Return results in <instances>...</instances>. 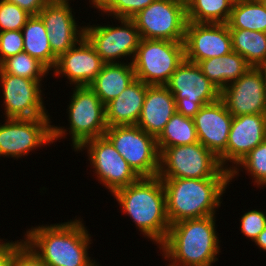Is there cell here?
<instances>
[{
  "label": "cell",
  "instance_id": "cell-13",
  "mask_svg": "<svg viewBox=\"0 0 266 266\" xmlns=\"http://www.w3.org/2000/svg\"><path fill=\"white\" fill-rule=\"evenodd\" d=\"M117 20L121 22V26H84L86 39L105 63H121V57L127 56H131L129 58L132 62L141 40L139 30L132 19Z\"/></svg>",
  "mask_w": 266,
  "mask_h": 266
},
{
  "label": "cell",
  "instance_id": "cell-42",
  "mask_svg": "<svg viewBox=\"0 0 266 266\" xmlns=\"http://www.w3.org/2000/svg\"><path fill=\"white\" fill-rule=\"evenodd\" d=\"M90 1L94 8H97L104 0H89V2Z\"/></svg>",
  "mask_w": 266,
  "mask_h": 266
},
{
  "label": "cell",
  "instance_id": "cell-30",
  "mask_svg": "<svg viewBox=\"0 0 266 266\" xmlns=\"http://www.w3.org/2000/svg\"><path fill=\"white\" fill-rule=\"evenodd\" d=\"M241 167V168H240ZM246 170L248 175L252 176V182L257 187H266V139L252 149L235 167L230 171L231 182L237 175L239 176V169Z\"/></svg>",
  "mask_w": 266,
  "mask_h": 266
},
{
  "label": "cell",
  "instance_id": "cell-43",
  "mask_svg": "<svg viewBox=\"0 0 266 266\" xmlns=\"http://www.w3.org/2000/svg\"><path fill=\"white\" fill-rule=\"evenodd\" d=\"M263 5L264 7L266 8V0H259Z\"/></svg>",
  "mask_w": 266,
  "mask_h": 266
},
{
  "label": "cell",
  "instance_id": "cell-34",
  "mask_svg": "<svg viewBox=\"0 0 266 266\" xmlns=\"http://www.w3.org/2000/svg\"><path fill=\"white\" fill-rule=\"evenodd\" d=\"M240 223L241 233L253 242L266 227V213L256 209L250 210L241 216Z\"/></svg>",
  "mask_w": 266,
  "mask_h": 266
},
{
  "label": "cell",
  "instance_id": "cell-37",
  "mask_svg": "<svg viewBox=\"0 0 266 266\" xmlns=\"http://www.w3.org/2000/svg\"><path fill=\"white\" fill-rule=\"evenodd\" d=\"M222 57H213L210 59L202 60L198 63L203 74L209 81L222 91Z\"/></svg>",
  "mask_w": 266,
  "mask_h": 266
},
{
  "label": "cell",
  "instance_id": "cell-39",
  "mask_svg": "<svg viewBox=\"0 0 266 266\" xmlns=\"http://www.w3.org/2000/svg\"><path fill=\"white\" fill-rule=\"evenodd\" d=\"M2 241V242H1ZM23 242L14 241V242H5L0 239V266H9L11 258L13 256L14 250Z\"/></svg>",
  "mask_w": 266,
  "mask_h": 266
},
{
  "label": "cell",
  "instance_id": "cell-5",
  "mask_svg": "<svg viewBox=\"0 0 266 266\" xmlns=\"http://www.w3.org/2000/svg\"><path fill=\"white\" fill-rule=\"evenodd\" d=\"M157 176L164 178H231L219 158L200 142L160 151Z\"/></svg>",
  "mask_w": 266,
  "mask_h": 266
},
{
  "label": "cell",
  "instance_id": "cell-41",
  "mask_svg": "<svg viewBox=\"0 0 266 266\" xmlns=\"http://www.w3.org/2000/svg\"><path fill=\"white\" fill-rule=\"evenodd\" d=\"M257 68L263 74L264 80H265V84H266V58L257 66Z\"/></svg>",
  "mask_w": 266,
  "mask_h": 266
},
{
  "label": "cell",
  "instance_id": "cell-25",
  "mask_svg": "<svg viewBox=\"0 0 266 266\" xmlns=\"http://www.w3.org/2000/svg\"><path fill=\"white\" fill-rule=\"evenodd\" d=\"M226 24L229 29H248L266 33V8L259 0H234Z\"/></svg>",
  "mask_w": 266,
  "mask_h": 266
},
{
  "label": "cell",
  "instance_id": "cell-4",
  "mask_svg": "<svg viewBox=\"0 0 266 266\" xmlns=\"http://www.w3.org/2000/svg\"><path fill=\"white\" fill-rule=\"evenodd\" d=\"M169 224L215 215L231 178H164Z\"/></svg>",
  "mask_w": 266,
  "mask_h": 266
},
{
  "label": "cell",
  "instance_id": "cell-19",
  "mask_svg": "<svg viewBox=\"0 0 266 266\" xmlns=\"http://www.w3.org/2000/svg\"><path fill=\"white\" fill-rule=\"evenodd\" d=\"M104 64L95 48L84 37L57 58L53 72L55 77H67L70 85L89 86Z\"/></svg>",
  "mask_w": 266,
  "mask_h": 266
},
{
  "label": "cell",
  "instance_id": "cell-22",
  "mask_svg": "<svg viewBox=\"0 0 266 266\" xmlns=\"http://www.w3.org/2000/svg\"><path fill=\"white\" fill-rule=\"evenodd\" d=\"M148 86L141 80L135 79L118 97L107 103L105 105L107 127L136 125Z\"/></svg>",
  "mask_w": 266,
  "mask_h": 266
},
{
  "label": "cell",
  "instance_id": "cell-15",
  "mask_svg": "<svg viewBox=\"0 0 266 266\" xmlns=\"http://www.w3.org/2000/svg\"><path fill=\"white\" fill-rule=\"evenodd\" d=\"M183 43L185 59L197 64L233 51L231 34L226 23L187 22Z\"/></svg>",
  "mask_w": 266,
  "mask_h": 266
},
{
  "label": "cell",
  "instance_id": "cell-3",
  "mask_svg": "<svg viewBox=\"0 0 266 266\" xmlns=\"http://www.w3.org/2000/svg\"><path fill=\"white\" fill-rule=\"evenodd\" d=\"M112 196L144 237L158 247L170 228L167 216L166 193L158 177H140L136 182L116 190Z\"/></svg>",
  "mask_w": 266,
  "mask_h": 266
},
{
  "label": "cell",
  "instance_id": "cell-33",
  "mask_svg": "<svg viewBox=\"0 0 266 266\" xmlns=\"http://www.w3.org/2000/svg\"><path fill=\"white\" fill-rule=\"evenodd\" d=\"M222 90L230 83L238 80L252 66L247 60L232 51L231 53L222 56Z\"/></svg>",
  "mask_w": 266,
  "mask_h": 266
},
{
  "label": "cell",
  "instance_id": "cell-14",
  "mask_svg": "<svg viewBox=\"0 0 266 266\" xmlns=\"http://www.w3.org/2000/svg\"><path fill=\"white\" fill-rule=\"evenodd\" d=\"M41 83L4 73L0 69L5 118L50 117L44 106Z\"/></svg>",
  "mask_w": 266,
  "mask_h": 266
},
{
  "label": "cell",
  "instance_id": "cell-9",
  "mask_svg": "<svg viewBox=\"0 0 266 266\" xmlns=\"http://www.w3.org/2000/svg\"><path fill=\"white\" fill-rule=\"evenodd\" d=\"M165 86L175 98L177 113L193 118L206 104L220 99L221 91L203 74L197 63L186 59Z\"/></svg>",
  "mask_w": 266,
  "mask_h": 266
},
{
  "label": "cell",
  "instance_id": "cell-8",
  "mask_svg": "<svg viewBox=\"0 0 266 266\" xmlns=\"http://www.w3.org/2000/svg\"><path fill=\"white\" fill-rule=\"evenodd\" d=\"M104 136L139 177H155L160 152L156 137L137 125L107 127Z\"/></svg>",
  "mask_w": 266,
  "mask_h": 266
},
{
  "label": "cell",
  "instance_id": "cell-38",
  "mask_svg": "<svg viewBox=\"0 0 266 266\" xmlns=\"http://www.w3.org/2000/svg\"><path fill=\"white\" fill-rule=\"evenodd\" d=\"M18 5L31 16H37L49 0H5Z\"/></svg>",
  "mask_w": 266,
  "mask_h": 266
},
{
  "label": "cell",
  "instance_id": "cell-18",
  "mask_svg": "<svg viewBox=\"0 0 266 266\" xmlns=\"http://www.w3.org/2000/svg\"><path fill=\"white\" fill-rule=\"evenodd\" d=\"M232 119V114L221 99L202 106L193 117L199 142L219 158L225 169Z\"/></svg>",
  "mask_w": 266,
  "mask_h": 266
},
{
  "label": "cell",
  "instance_id": "cell-28",
  "mask_svg": "<svg viewBox=\"0 0 266 266\" xmlns=\"http://www.w3.org/2000/svg\"><path fill=\"white\" fill-rule=\"evenodd\" d=\"M159 152L171 146H182L199 142L193 118L175 113L164 130L156 138Z\"/></svg>",
  "mask_w": 266,
  "mask_h": 266
},
{
  "label": "cell",
  "instance_id": "cell-20",
  "mask_svg": "<svg viewBox=\"0 0 266 266\" xmlns=\"http://www.w3.org/2000/svg\"><path fill=\"white\" fill-rule=\"evenodd\" d=\"M265 139L266 114L233 116L226 147V169L233 170L252 149ZM228 161L232 164L230 167H228Z\"/></svg>",
  "mask_w": 266,
  "mask_h": 266
},
{
  "label": "cell",
  "instance_id": "cell-21",
  "mask_svg": "<svg viewBox=\"0 0 266 266\" xmlns=\"http://www.w3.org/2000/svg\"><path fill=\"white\" fill-rule=\"evenodd\" d=\"M177 112L174 96L165 85H149L137 126L158 137Z\"/></svg>",
  "mask_w": 266,
  "mask_h": 266
},
{
  "label": "cell",
  "instance_id": "cell-16",
  "mask_svg": "<svg viewBox=\"0 0 266 266\" xmlns=\"http://www.w3.org/2000/svg\"><path fill=\"white\" fill-rule=\"evenodd\" d=\"M220 99L232 116L266 114V84L263 74L257 67H251L221 91Z\"/></svg>",
  "mask_w": 266,
  "mask_h": 266
},
{
  "label": "cell",
  "instance_id": "cell-32",
  "mask_svg": "<svg viewBox=\"0 0 266 266\" xmlns=\"http://www.w3.org/2000/svg\"><path fill=\"white\" fill-rule=\"evenodd\" d=\"M30 17L31 15L18 5L0 0V32L21 31Z\"/></svg>",
  "mask_w": 266,
  "mask_h": 266
},
{
  "label": "cell",
  "instance_id": "cell-26",
  "mask_svg": "<svg viewBox=\"0 0 266 266\" xmlns=\"http://www.w3.org/2000/svg\"><path fill=\"white\" fill-rule=\"evenodd\" d=\"M187 22L227 23L234 0H185Z\"/></svg>",
  "mask_w": 266,
  "mask_h": 266
},
{
  "label": "cell",
  "instance_id": "cell-2",
  "mask_svg": "<svg viewBox=\"0 0 266 266\" xmlns=\"http://www.w3.org/2000/svg\"><path fill=\"white\" fill-rule=\"evenodd\" d=\"M215 215L185 219L170 225L159 246L168 266H213L218 261L220 240L215 228Z\"/></svg>",
  "mask_w": 266,
  "mask_h": 266
},
{
  "label": "cell",
  "instance_id": "cell-23",
  "mask_svg": "<svg viewBox=\"0 0 266 266\" xmlns=\"http://www.w3.org/2000/svg\"><path fill=\"white\" fill-rule=\"evenodd\" d=\"M135 79L132 62L105 63L89 87L106 105L118 97Z\"/></svg>",
  "mask_w": 266,
  "mask_h": 266
},
{
  "label": "cell",
  "instance_id": "cell-6",
  "mask_svg": "<svg viewBox=\"0 0 266 266\" xmlns=\"http://www.w3.org/2000/svg\"><path fill=\"white\" fill-rule=\"evenodd\" d=\"M50 120L49 117L6 118L4 124L0 123V157L20 159L38 147L66 137L68 130L51 125Z\"/></svg>",
  "mask_w": 266,
  "mask_h": 266
},
{
  "label": "cell",
  "instance_id": "cell-40",
  "mask_svg": "<svg viewBox=\"0 0 266 266\" xmlns=\"http://www.w3.org/2000/svg\"><path fill=\"white\" fill-rule=\"evenodd\" d=\"M254 243L259 247V249L266 251V227L264 230L259 234L257 239Z\"/></svg>",
  "mask_w": 266,
  "mask_h": 266
},
{
  "label": "cell",
  "instance_id": "cell-17",
  "mask_svg": "<svg viewBox=\"0 0 266 266\" xmlns=\"http://www.w3.org/2000/svg\"><path fill=\"white\" fill-rule=\"evenodd\" d=\"M72 10L69 0H49L38 14L48 32L52 52L57 57L85 37V27L77 25Z\"/></svg>",
  "mask_w": 266,
  "mask_h": 266
},
{
  "label": "cell",
  "instance_id": "cell-31",
  "mask_svg": "<svg viewBox=\"0 0 266 266\" xmlns=\"http://www.w3.org/2000/svg\"><path fill=\"white\" fill-rule=\"evenodd\" d=\"M155 0H104L96 9L101 14L113 16L114 19H132L139 11L148 7Z\"/></svg>",
  "mask_w": 266,
  "mask_h": 266
},
{
  "label": "cell",
  "instance_id": "cell-11",
  "mask_svg": "<svg viewBox=\"0 0 266 266\" xmlns=\"http://www.w3.org/2000/svg\"><path fill=\"white\" fill-rule=\"evenodd\" d=\"M68 105L69 134L75 152L107 130L105 105L89 86H75Z\"/></svg>",
  "mask_w": 266,
  "mask_h": 266
},
{
  "label": "cell",
  "instance_id": "cell-12",
  "mask_svg": "<svg viewBox=\"0 0 266 266\" xmlns=\"http://www.w3.org/2000/svg\"><path fill=\"white\" fill-rule=\"evenodd\" d=\"M82 149H88V160L96 178L111 194L140 178L105 136L86 141L77 152Z\"/></svg>",
  "mask_w": 266,
  "mask_h": 266
},
{
  "label": "cell",
  "instance_id": "cell-27",
  "mask_svg": "<svg viewBox=\"0 0 266 266\" xmlns=\"http://www.w3.org/2000/svg\"><path fill=\"white\" fill-rule=\"evenodd\" d=\"M232 49L244 57L252 67L266 58V33L248 29H229Z\"/></svg>",
  "mask_w": 266,
  "mask_h": 266
},
{
  "label": "cell",
  "instance_id": "cell-36",
  "mask_svg": "<svg viewBox=\"0 0 266 266\" xmlns=\"http://www.w3.org/2000/svg\"><path fill=\"white\" fill-rule=\"evenodd\" d=\"M9 266H47L44 261L23 241L13 253Z\"/></svg>",
  "mask_w": 266,
  "mask_h": 266
},
{
  "label": "cell",
  "instance_id": "cell-10",
  "mask_svg": "<svg viewBox=\"0 0 266 266\" xmlns=\"http://www.w3.org/2000/svg\"><path fill=\"white\" fill-rule=\"evenodd\" d=\"M142 39L184 41L185 0H155L133 18Z\"/></svg>",
  "mask_w": 266,
  "mask_h": 266
},
{
  "label": "cell",
  "instance_id": "cell-35",
  "mask_svg": "<svg viewBox=\"0 0 266 266\" xmlns=\"http://www.w3.org/2000/svg\"><path fill=\"white\" fill-rule=\"evenodd\" d=\"M23 35L20 30L0 32V64L7 58L23 52Z\"/></svg>",
  "mask_w": 266,
  "mask_h": 266
},
{
  "label": "cell",
  "instance_id": "cell-24",
  "mask_svg": "<svg viewBox=\"0 0 266 266\" xmlns=\"http://www.w3.org/2000/svg\"><path fill=\"white\" fill-rule=\"evenodd\" d=\"M21 32L23 51L41 62L49 71L53 70L58 57L52 52L48 32L42 19L38 15L31 16Z\"/></svg>",
  "mask_w": 266,
  "mask_h": 266
},
{
  "label": "cell",
  "instance_id": "cell-29",
  "mask_svg": "<svg viewBox=\"0 0 266 266\" xmlns=\"http://www.w3.org/2000/svg\"><path fill=\"white\" fill-rule=\"evenodd\" d=\"M0 69L4 73L35 81H42L49 74V70L41 62L24 51L5 59L0 64Z\"/></svg>",
  "mask_w": 266,
  "mask_h": 266
},
{
  "label": "cell",
  "instance_id": "cell-1",
  "mask_svg": "<svg viewBox=\"0 0 266 266\" xmlns=\"http://www.w3.org/2000/svg\"><path fill=\"white\" fill-rule=\"evenodd\" d=\"M82 221L31 227L23 241L47 266H99L88 257L92 240Z\"/></svg>",
  "mask_w": 266,
  "mask_h": 266
},
{
  "label": "cell",
  "instance_id": "cell-7",
  "mask_svg": "<svg viewBox=\"0 0 266 266\" xmlns=\"http://www.w3.org/2000/svg\"><path fill=\"white\" fill-rule=\"evenodd\" d=\"M184 59L183 41L141 38L132 66L136 79L148 85H165Z\"/></svg>",
  "mask_w": 266,
  "mask_h": 266
}]
</instances>
